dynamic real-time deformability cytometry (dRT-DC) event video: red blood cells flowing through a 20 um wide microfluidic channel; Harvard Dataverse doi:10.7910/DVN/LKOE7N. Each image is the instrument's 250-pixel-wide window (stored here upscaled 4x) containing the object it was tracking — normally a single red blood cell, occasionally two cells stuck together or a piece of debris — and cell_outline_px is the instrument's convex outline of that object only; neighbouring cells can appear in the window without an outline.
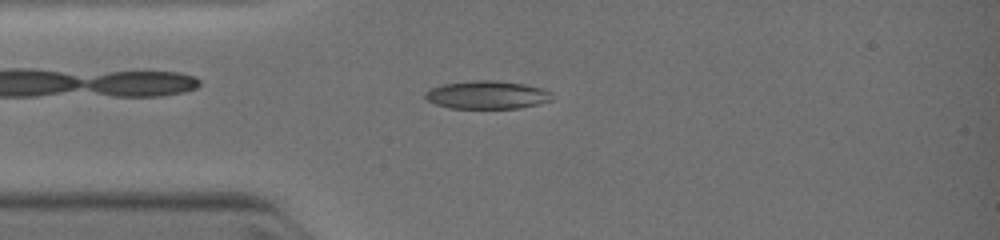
{"species": "common noctule bat (a hibernating species)", "species_latin": "Nyctalus noctula", "temperature_condition": "warm", "stored_images_in_passage": 37, "camera_frame_rate_fps": 3000, "um_per_image_px": 0.085, "animal": {"sex": "female", "body_mass_g": 19.0, "forearm_length_mm": 51.5}, "frame": {"image": 1, "passage_image": 10, "time_ms": 2.667, "image_size_px": [1000, 240], "cell_outline_px": [[556, 96], [552, 100], [540, 104], [520, 108], [452, 108], [436, 104], [428, 100], [424, 96], [424, 92], [428, 88], [444, 84], [472, 80], [496, 80], [524, 84], [544, 88], [552, 92]], "centroid_in_image_um": [41.46, 8.06], "position_along_channel_um": 43.5, "area_um2": 21.1}}
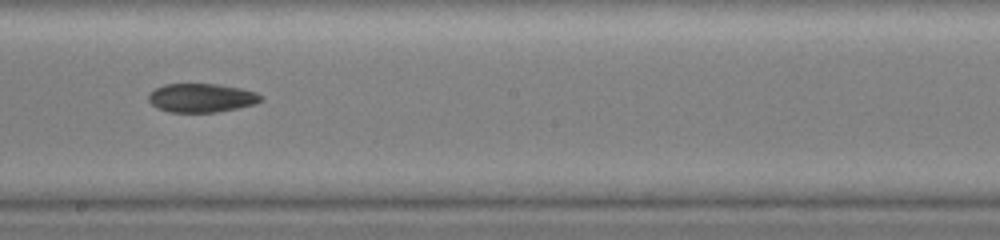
{"frame": {"image": 2, "passage_image": 21, "time_ms": 6.667, "image_size_px": [1000, 240], "cell_outline_px": [[264, 100], [252, 104], [236, 108], [216, 112], [168, 112], [156, 108], [148, 100], [148, 96], [156, 88], [164, 84], [216, 84], [240, 88], [256, 92]], "centroid_in_image_um": [17.09, 8.32], "position_along_channel_um": 231.1, "area_um2": 18.67}}
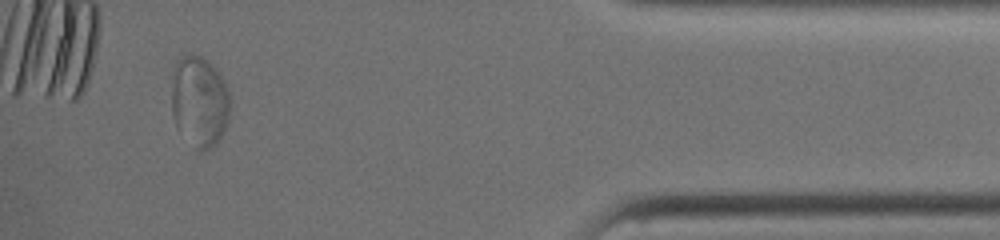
{"frame": {"image": 3, "passage_image": 34, "time_ms": 11.333, "image_size_px": [1000, 240], "cell_outline_px": [[232, 100], [228, 116], [224, 128], [216, 144], [204, 152], [200, 152], [196, 148], [176, 124], [172, 112], [168, 76], [176, 60], [184, 52], [192, 52], [208, 60], [220, 72], [228, 88]], "centroid_in_image_um": [16.91, 8.49], "position_along_channel_um": 418.3, "area_um2": 32.14}}